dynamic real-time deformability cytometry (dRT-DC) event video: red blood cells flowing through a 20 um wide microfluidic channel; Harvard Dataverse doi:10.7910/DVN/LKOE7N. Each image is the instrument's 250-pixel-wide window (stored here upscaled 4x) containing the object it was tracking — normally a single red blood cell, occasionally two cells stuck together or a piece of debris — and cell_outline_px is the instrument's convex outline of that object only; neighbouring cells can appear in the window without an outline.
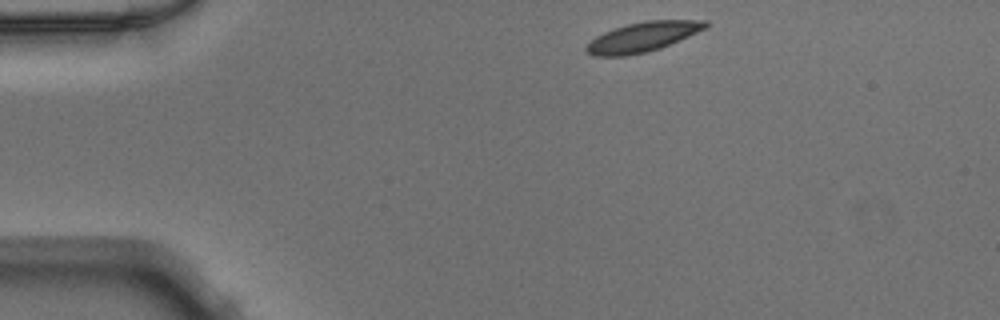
{"species": "Egyptian fruit bat (a non-hibernating species)", "species_latin": "Rousettus aegyptiacus", "temperature_condition": "warm", "stored_images_in_passage": 42, "camera_frame_rate_fps": 3000, "um_per_image_px": 0.085, "animal": {"sex": "male"}, "frame": {"image": 1, "passage_image": 1, "time_ms": 0.0, "image_size_px": [1000, 320], "cell_outline_px": [[708, 28], [660, 48], [648, 52], [628, 56], [592, 56], [584, 48], [596, 36], [604, 32], [628, 24], [648, 20], [708, 20]], "centroid_in_image_um": [54.66, 3.14], "position_along_channel_um": 30.3, "area_um2": 20.58}}
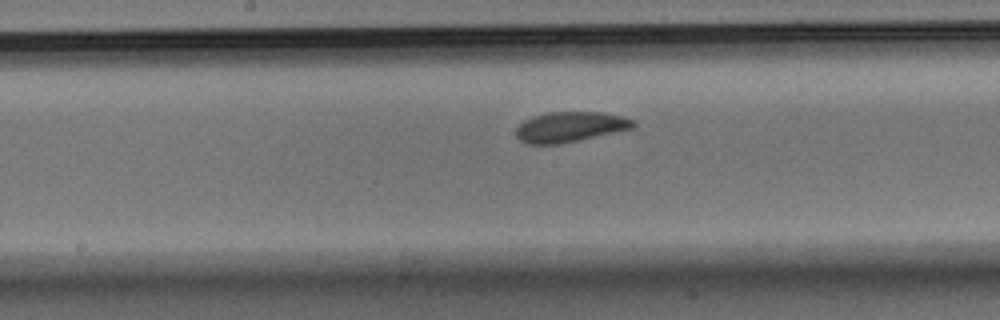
{"frame": {"image": 2, "passage_image": 18, "time_ms": 5.667, "image_size_px": [1000, 320], "cell_outline_px": [[636, 128], [580, 140], [560, 144], [528, 144], [520, 140], [516, 136], [516, 128], [524, 120], [532, 116], [548, 112], [600, 112], [624, 116], [636, 120]], "centroid_in_image_um": [48.5, 10.78], "position_along_channel_um": 199.7, "area_um2": 20.98}}
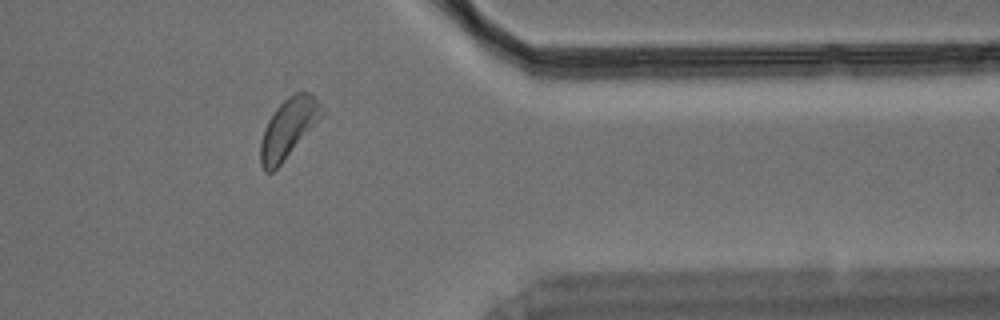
{"frame": {"image": 3, "passage_image": 33, "time_ms": 10.667, "image_size_px": [1000, 320], "cell_outline_px": [[324, 116], [280, 164], [272, 172], [264, 172], [260, 164], [260, 144], [264, 128], [268, 120], [276, 108], [288, 96], [296, 92], [308, 92], [320, 104], [324, 112]], "centroid_in_image_um": [24.5, 10.91], "position_along_channel_um": 386.9, "area_um2": 21.04}}